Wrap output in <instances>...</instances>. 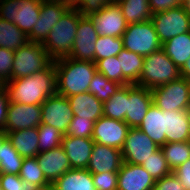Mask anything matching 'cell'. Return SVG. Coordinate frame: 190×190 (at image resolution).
I'll return each mask as SVG.
<instances>
[{
    "instance_id": "f6af8a7d",
    "label": "cell",
    "mask_w": 190,
    "mask_h": 190,
    "mask_svg": "<svg viewBox=\"0 0 190 190\" xmlns=\"http://www.w3.org/2000/svg\"><path fill=\"white\" fill-rule=\"evenodd\" d=\"M153 190H186L180 183V180L172 172L168 176H164L155 181Z\"/></svg>"
},
{
    "instance_id": "74e56055",
    "label": "cell",
    "mask_w": 190,
    "mask_h": 190,
    "mask_svg": "<svg viewBox=\"0 0 190 190\" xmlns=\"http://www.w3.org/2000/svg\"><path fill=\"white\" fill-rule=\"evenodd\" d=\"M141 166L155 179L159 180L172 173L168 167L163 151L159 148Z\"/></svg>"
},
{
    "instance_id": "8992f818",
    "label": "cell",
    "mask_w": 190,
    "mask_h": 190,
    "mask_svg": "<svg viewBox=\"0 0 190 190\" xmlns=\"http://www.w3.org/2000/svg\"><path fill=\"white\" fill-rule=\"evenodd\" d=\"M42 0H0V18L28 35L38 22Z\"/></svg>"
},
{
    "instance_id": "7402d4cb",
    "label": "cell",
    "mask_w": 190,
    "mask_h": 190,
    "mask_svg": "<svg viewBox=\"0 0 190 190\" xmlns=\"http://www.w3.org/2000/svg\"><path fill=\"white\" fill-rule=\"evenodd\" d=\"M165 144L190 141L189 110L163 111Z\"/></svg>"
},
{
    "instance_id": "f1b7e54d",
    "label": "cell",
    "mask_w": 190,
    "mask_h": 190,
    "mask_svg": "<svg viewBox=\"0 0 190 190\" xmlns=\"http://www.w3.org/2000/svg\"><path fill=\"white\" fill-rule=\"evenodd\" d=\"M128 24L143 23L151 20L149 0H126L117 3Z\"/></svg>"
},
{
    "instance_id": "6da1fadb",
    "label": "cell",
    "mask_w": 190,
    "mask_h": 190,
    "mask_svg": "<svg viewBox=\"0 0 190 190\" xmlns=\"http://www.w3.org/2000/svg\"><path fill=\"white\" fill-rule=\"evenodd\" d=\"M56 83V70L52 61L45 69L31 76L12 79L3 87L9 101L41 105L56 93Z\"/></svg>"
},
{
    "instance_id": "e0dca14e",
    "label": "cell",
    "mask_w": 190,
    "mask_h": 190,
    "mask_svg": "<svg viewBox=\"0 0 190 190\" xmlns=\"http://www.w3.org/2000/svg\"><path fill=\"white\" fill-rule=\"evenodd\" d=\"M152 103L151 89L129 84L125 123L130 128H138Z\"/></svg>"
},
{
    "instance_id": "11a10c76",
    "label": "cell",
    "mask_w": 190,
    "mask_h": 190,
    "mask_svg": "<svg viewBox=\"0 0 190 190\" xmlns=\"http://www.w3.org/2000/svg\"><path fill=\"white\" fill-rule=\"evenodd\" d=\"M121 1H126V0H111L112 3H116V4L121 2Z\"/></svg>"
},
{
    "instance_id": "cb8c5ba5",
    "label": "cell",
    "mask_w": 190,
    "mask_h": 190,
    "mask_svg": "<svg viewBox=\"0 0 190 190\" xmlns=\"http://www.w3.org/2000/svg\"><path fill=\"white\" fill-rule=\"evenodd\" d=\"M11 145L23 158L36 157L39 154V135L37 128H28L6 133Z\"/></svg>"
},
{
    "instance_id": "681fc988",
    "label": "cell",
    "mask_w": 190,
    "mask_h": 190,
    "mask_svg": "<svg viewBox=\"0 0 190 190\" xmlns=\"http://www.w3.org/2000/svg\"><path fill=\"white\" fill-rule=\"evenodd\" d=\"M180 76L190 81V58L180 68Z\"/></svg>"
},
{
    "instance_id": "1f68e13d",
    "label": "cell",
    "mask_w": 190,
    "mask_h": 190,
    "mask_svg": "<svg viewBox=\"0 0 190 190\" xmlns=\"http://www.w3.org/2000/svg\"><path fill=\"white\" fill-rule=\"evenodd\" d=\"M23 160L6 137L0 144V173L19 175Z\"/></svg>"
},
{
    "instance_id": "ee69618b",
    "label": "cell",
    "mask_w": 190,
    "mask_h": 190,
    "mask_svg": "<svg viewBox=\"0 0 190 190\" xmlns=\"http://www.w3.org/2000/svg\"><path fill=\"white\" fill-rule=\"evenodd\" d=\"M109 3L111 0H78L72 8L78 9L83 16H89Z\"/></svg>"
},
{
    "instance_id": "2e32d148",
    "label": "cell",
    "mask_w": 190,
    "mask_h": 190,
    "mask_svg": "<svg viewBox=\"0 0 190 190\" xmlns=\"http://www.w3.org/2000/svg\"><path fill=\"white\" fill-rule=\"evenodd\" d=\"M95 25L89 16L79 19L76 37L68 57L95 63V46L98 38Z\"/></svg>"
},
{
    "instance_id": "d4e9b609",
    "label": "cell",
    "mask_w": 190,
    "mask_h": 190,
    "mask_svg": "<svg viewBox=\"0 0 190 190\" xmlns=\"http://www.w3.org/2000/svg\"><path fill=\"white\" fill-rule=\"evenodd\" d=\"M138 129L148 135L159 147L165 145V114H163V110L152 103Z\"/></svg>"
},
{
    "instance_id": "52a82bcc",
    "label": "cell",
    "mask_w": 190,
    "mask_h": 190,
    "mask_svg": "<svg viewBox=\"0 0 190 190\" xmlns=\"http://www.w3.org/2000/svg\"><path fill=\"white\" fill-rule=\"evenodd\" d=\"M153 104L163 111L190 110V81L179 77L151 90Z\"/></svg>"
},
{
    "instance_id": "30bf717a",
    "label": "cell",
    "mask_w": 190,
    "mask_h": 190,
    "mask_svg": "<svg viewBox=\"0 0 190 190\" xmlns=\"http://www.w3.org/2000/svg\"><path fill=\"white\" fill-rule=\"evenodd\" d=\"M71 8L70 5L60 0H42L38 22L27 35L30 42L42 43L51 29Z\"/></svg>"
},
{
    "instance_id": "b9f144b4",
    "label": "cell",
    "mask_w": 190,
    "mask_h": 190,
    "mask_svg": "<svg viewBox=\"0 0 190 190\" xmlns=\"http://www.w3.org/2000/svg\"><path fill=\"white\" fill-rule=\"evenodd\" d=\"M14 51L0 47V83L4 86L12 80Z\"/></svg>"
},
{
    "instance_id": "816d5d0a",
    "label": "cell",
    "mask_w": 190,
    "mask_h": 190,
    "mask_svg": "<svg viewBox=\"0 0 190 190\" xmlns=\"http://www.w3.org/2000/svg\"><path fill=\"white\" fill-rule=\"evenodd\" d=\"M60 1L70 5L72 7L78 0H60Z\"/></svg>"
},
{
    "instance_id": "c3c4849f",
    "label": "cell",
    "mask_w": 190,
    "mask_h": 190,
    "mask_svg": "<svg viewBox=\"0 0 190 190\" xmlns=\"http://www.w3.org/2000/svg\"><path fill=\"white\" fill-rule=\"evenodd\" d=\"M8 106L9 99L4 87H2L0 89V130H4Z\"/></svg>"
},
{
    "instance_id": "9c48e42d",
    "label": "cell",
    "mask_w": 190,
    "mask_h": 190,
    "mask_svg": "<svg viewBox=\"0 0 190 190\" xmlns=\"http://www.w3.org/2000/svg\"><path fill=\"white\" fill-rule=\"evenodd\" d=\"M151 21L161 44L171 38L190 32V17L183 6L152 14Z\"/></svg>"
},
{
    "instance_id": "836d02e7",
    "label": "cell",
    "mask_w": 190,
    "mask_h": 190,
    "mask_svg": "<svg viewBox=\"0 0 190 190\" xmlns=\"http://www.w3.org/2000/svg\"><path fill=\"white\" fill-rule=\"evenodd\" d=\"M122 85L107 79L102 73L96 72L90 82L88 92L101 102L109 100Z\"/></svg>"
},
{
    "instance_id": "ffe728a7",
    "label": "cell",
    "mask_w": 190,
    "mask_h": 190,
    "mask_svg": "<svg viewBox=\"0 0 190 190\" xmlns=\"http://www.w3.org/2000/svg\"><path fill=\"white\" fill-rule=\"evenodd\" d=\"M94 143L92 138L63 136L61 146L69 159L71 169H87Z\"/></svg>"
},
{
    "instance_id": "44dd1931",
    "label": "cell",
    "mask_w": 190,
    "mask_h": 190,
    "mask_svg": "<svg viewBox=\"0 0 190 190\" xmlns=\"http://www.w3.org/2000/svg\"><path fill=\"white\" fill-rule=\"evenodd\" d=\"M36 158L45 178L51 184L71 169L69 159L62 146L41 152Z\"/></svg>"
},
{
    "instance_id": "7a4b0ae2",
    "label": "cell",
    "mask_w": 190,
    "mask_h": 190,
    "mask_svg": "<svg viewBox=\"0 0 190 190\" xmlns=\"http://www.w3.org/2000/svg\"><path fill=\"white\" fill-rule=\"evenodd\" d=\"M56 93L65 97L88 92L96 64L91 61L63 57L54 60Z\"/></svg>"
},
{
    "instance_id": "7c38bea8",
    "label": "cell",
    "mask_w": 190,
    "mask_h": 190,
    "mask_svg": "<svg viewBox=\"0 0 190 190\" xmlns=\"http://www.w3.org/2000/svg\"><path fill=\"white\" fill-rule=\"evenodd\" d=\"M160 147L138 128H130L122 152L123 162L143 164Z\"/></svg>"
},
{
    "instance_id": "e575fe53",
    "label": "cell",
    "mask_w": 190,
    "mask_h": 190,
    "mask_svg": "<svg viewBox=\"0 0 190 190\" xmlns=\"http://www.w3.org/2000/svg\"><path fill=\"white\" fill-rule=\"evenodd\" d=\"M19 176L22 180L37 185L41 190L51 184L45 178L36 157L24 158Z\"/></svg>"
},
{
    "instance_id": "484cf974",
    "label": "cell",
    "mask_w": 190,
    "mask_h": 190,
    "mask_svg": "<svg viewBox=\"0 0 190 190\" xmlns=\"http://www.w3.org/2000/svg\"><path fill=\"white\" fill-rule=\"evenodd\" d=\"M58 190H96L91 172L70 169L52 183Z\"/></svg>"
},
{
    "instance_id": "f907efd6",
    "label": "cell",
    "mask_w": 190,
    "mask_h": 190,
    "mask_svg": "<svg viewBox=\"0 0 190 190\" xmlns=\"http://www.w3.org/2000/svg\"><path fill=\"white\" fill-rule=\"evenodd\" d=\"M182 6L185 12L187 13V15L190 17V0H183Z\"/></svg>"
},
{
    "instance_id": "603a6c76",
    "label": "cell",
    "mask_w": 190,
    "mask_h": 190,
    "mask_svg": "<svg viewBox=\"0 0 190 190\" xmlns=\"http://www.w3.org/2000/svg\"><path fill=\"white\" fill-rule=\"evenodd\" d=\"M67 98L74 116L90 119L94 122L103 116V102L96 99L89 92L76 94Z\"/></svg>"
},
{
    "instance_id": "5b68a950",
    "label": "cell",
    "mask_w": 190,
    "mask_h": 190,
    "mask_svg": "<svg viewBox=\"0 0 190 190\" xmlns=\"http://www.w3.org/2000/svg\"><path fill=\"white\" fill-rule=\"evenodd\" d=\"M52 61L41 43L28 41L14 51L12 79L31 76L45 69Z\"/></svg>"
},
{
    "instance_id": "ab89813d",
    "label": "cell",
    "mask_w": 190,
    "mask_h": 190,
    "mask_svg": "<svg viewBox=\"0 0 190 190\" xmlns=\"http://www.w3.org/2000/svg\"><path fill=\"white\" fill-rule=\"evenodd\" d=\"M94 123L93 120L73 116L65 135L78 138H92Z\"/></svg>"
},
{
    "instance_id": "ba28073f",
    "label": "cell",
    "mask_w": 190,
    "mask_h": 190,
    "mask_svg": "<svg viewBox=\"0 0 190 190\" xmlns=\"http://www.w3.org/2000/svg\"><path fill=\"white\" fill-rule=\"evenodd\" d=\"M123 47L142 56L162 48L154 24L151 20L143 23H130L122 35Z\"/></svg>"
},
{
    "instance_id": "f35d334b",
    "label": "cell",
    "mask_w": 190,
    "mask_h": 190,
    "mask_svg": "<svg viewBox=\"0 0 190 190\" xmlns=\"http://www.w3.org/2000/svg\"><path fill=\"white\" fill-rule=\"evenodd\" d=\"M95 64L97 72L102 73L107 79L122 85V69L117 56L98 60Z\"/></svg>"
},
{
    "instance_id": "83f0119b",
    "label": "cell",
    "mask_w": 190,
    "mask_h": 190,
    "mask_svg": "<svg viewBox=\"0 0 190 190\" xmlns=\"http://www.w3.org/2000/svg\"><path fill=\"white\" fill-rule=\"evenodd\" d=\"M162 49L180 69L190 58V32L171 38L162 44Z\"/></svg>"
},
{
    "instance_id": "f5cc1de1",
    "label": "cell",
    "mask_w": 190,
    "mask_h": 190,
    "mask_svg": "<svg viewBox=\"0 0 190 190\" xmlns=\"http://www.w3.org/2000/svg\"><path fill=\"white\" fill-rule=\"evenodd\" d=\"M6 138V133L4 130H0V144Z\"/></svg>"
},
{
    "instance_id": "4316f807",
    "label": "cell",
    "mask_w": 190,
    "mask_h": 190,
    "mask_svg": "<svg viewBox=\"0 0 190 190\" xmlns=\"http://www.w3.org/2000/svg\"><path fill=\"white\" fill-rule=\"evenodd\" d=\"M122 69V86L136 84L144 64V56L122 49L117 55Z\"/></svg>"
},
{
    "instance_id": "d6986e66",
    "label": "cell",
    "mask_w": 190,
    "mask_h": 190,
    "mask_svg": "<svg viewBox=\"0 0 190 190\" xmlns=\"http://www.w3.org/2000/svg\"><path fill=\"white\" fill-rule=\"evenodd\" d=\"M122 163L121 150L95 142L87 170L91 173L119 171Z\"/></svg>"
},
{
    "instance_id": "bcb514c9",
    "label": "cell",
    "mask_w": 190,
    "mask_h": 190,
    "mask_svg": "<svg viewBox=\"0 0 190 190\" xmlns=\"http://www.w3.org/2000/svg\"><path fill=\"white\" fill-rule=\"evenodd\" d=\"M182 4L183 0H149V8L152 14L167 11Z\"/></svg>"
},
{
    "instance_id": "f546056e",
    "label": "cell",
    "mask_w": 190,
    "mask_h": 190,
    "mask_svg": "<svg viewBox=\"0 0 190 190\" xmlns=\"http://www.w3.org/2000/svg\"><path fill=\"white\" fill-rule=\"evenodd\" d=\"M28 41L27 35L13 22L0 18V47L16 51Z\"/></svg>"
},
{
    "instance_id": "d590c367",
    "label": "cell",
    "mask_w": 190,
    "mask_h": 190,
    "mask_svg": "<svg viewBox=\"0 0 190 190\" xmlns=\"http://www.w3.org/2000/svg\"><path fill=\"white\" fill-rule=\"evenodd\" d=\"M123 47L122 37L98 36L95 46V63L98 60L117 56Z\"/></svg>"
},
{
    "instance_id": "5bb4252c",
    "label": "cell",
    "mask_w": 190,
    "mask_h": 190,
    "mask_svg": "<svg viewBox=\"0 0 190 190\" xmlns=\"http://www.w3.org/2000/svg\"><path fill=\"white\" fill-rule=\"evenodd\" d=\"M89 17L92 19L99 36L122 37L127 29L128 23L116 3L111 2L103 6Z\"/></svg>"
},
{
    "instance_id": "8d00e7d4",
    "label": "cell",
    "mask_w": 190,
    "mask_h": 190,
    "mask_svg": "<svg viewBox=\"0 0 190 190\" xmlns=\"http://www.w3.org/2000/svg\"><path fill=\"white\" fill-rule=\"evenodd\" d=\"M37 131L39 135V153L61 146L64 135L55 127L47 124H40L37 127Z\"/></svg>"
},
{
    "instance_id": "3957f363",
    "label": "cell",
    "mask_w": 190,
    "mask_h": 190,
    "mask_svg": "<svg viewBox=\"0 0 190 190\" xmlns=\"http://www.w3.org/2000/svg\"><path fill=\"white\" fill-rule=\"evenodd\" d=\"M82 16L78 9L71 7L41 43L53 61L70 55Z\"/></svg>"
},
{
    "instance_id": "d6a6232c",
    "label": "cell",
    "mask_w": 190,
    "mask_h": 190,
    "mask_svg": "<svg viewBox=\"0 0 190 190\" xmlns=\"http://www.w3.org/2000/svg\"><path fill=\"white\" fill-rule=\"evenodd\" d=\"M160 148L172 172L190 159V141L166 143Z\"/></svg>"
},
{
    "instance_id": "db71d44e",
    "label": "cell",
    "mask_w": 190,
    "mask_h": 190,
    "mask_svg": "<svg viewBox=\"0 0 190 190\" xmlns=\"http://www.w3.org/2000/svg\"><path fill=\"white\" fill-rule=\"evenodd\" d=\"M42 190H58L53 184L47 185L44 189Z\"/></svg>"
},
{
    "instance_id": "7bdbcfd3",
    "label": "cell",
    "mask_w": 190,
    "mask_h": 190,
    "mask_svg": "<svg viewBox=\"0 0 190 190\" xmlns=\"http://www.w3.org/2000/svg\"><path fill=\"white\" fill-rule=\"evenodd\" d=\"M91 174L96 190H117L118 171Z\"/></svg>"
},
{
    "instance_id": "8fae6325",
    "label": "cell",
    "mask_w": 190,
    "mask_h": 190,
    "mask_svg": "<svg viewBox=\"0 0 190 190\" xmlns=\"http://www.w3.org/2000/svg\"><path fill=\"white\" fill-rule=\"evenodd\" d=\"M41 124L58 129L63 135L67 133L69 123L73 119V110L67 97L55 93L41 104Z\"/></svg>"
},
{
    "instance_id": "9a60e30c",
    "label": "cell",
    "mask_w": 190,
    "mask_h": 190,
    "mask_svg": "<svg viewBox=\"0 0 190 190\" xmlns=\"http://www.w3.org/2000/svg\"><path fill=\"white\" fill-rule=\"evenodd\" d=\"M129 129L130 127L124 121L103 115L94 123L92 140L98 144L121 150Z\"/></svg>"
},
{
    "instance_id": "60d3db41",
    "label": "cell",
    "mask_w": 190,
    "mask_h": 190,
    "mask_svg": "<svg viewBox=\"0 0 190 190\" xmlns=\"http://www.w3.org/2000/svg\"><path fill=\"white\" fill-rule=\"evenodd\" d=\"M1 190H41L37 185L26 182L19 175L0 173Z\"/></svg>"
},
{
    "instance_id": "ac0fdd59",
    "label": "cell",
    "mask_w": 190,
    "mask_h": 190,
    "mask_svg": "<svg viewBox=\"0 0 190 190\" xmlns=\"http://www.w3.org/2000/svg\"><path fill=\"white\" fill-rule=\"evenodd\" d=\"M155 181L141 165L123 162L118 171L117 190H153Z\"/></svg>"
},
{
    "instance_id": "9f6ffc18",
    "label": "cell",
    "mask_w": 190,
    "mask_h": 190,
    "mask_svg": "<svg viewBox=\"0 0 190 190\" xmlns=\"http://www.w3.org/2000/svg\"><path fill=\"white\" fill-rule=\"evenodd\" d=\"M189 131H190V110H189Z\"/></svg>"
},
{
    "instance_id": "7dc6e473",
    "label": "cell",
    "mask_w": 190,
    "mask_h": 190,
    "mask_svg": "<svg viewBox=\"0 0 190 190\" xmlns=\"http://www.w3.org/2000/svg\"><path fill=\"white\" fill-rule=\"evenodd\" d=\"M173 173L185 189L190 190V159L178 166Z\"/></svg>"
},
{
    "instance_id": "277c9868",
    "label": "cell",
    "mask_w": 190,
    "mask_h": 190,
    "mask_svg": "<svg viewBox=\"0 0 190 190\" xmlns=\"http://www.w3.org/2000/svg\"><path fill=\"white\" fill-rule=\"evenodd\" d=\"M179 77L180 69L161 48L150 55L144 56L141 75L135 85L152 90Z\"/></svg>"
},
{
    "instance_id": "4fadbf2b",
    "label": "cell",
    "mask_w": 190,
    "mask_h": 190,
    "mask_svg": "<svg viewBox=\"0 0 190 190\" xmlns=\"http://www.w3.org/2000/svg\"><path fill=\"white\" fill-rule=\"evenodd\" d=\"M41 118V105L19 104L9 101L4 131L8 133L16 130L37 128L41 124Z\"/></svg>"
},
{
    "instance_id": "4dcf8cb0",
    "label": "cell",
    "mask_w": 190,
    "mask_h": 190,
    "mask_svg": "<svg viewBox=\"0 0 190 190\" xmlns=\"http://www.w3.org/2000/svg\"><path fill=\"white\" fill-rule=\"evenodd\" d=\"M128 101V85L119 90L107 101L103 102V115L111 119L125 122Z\"/></svg>"
}]
</instances>
